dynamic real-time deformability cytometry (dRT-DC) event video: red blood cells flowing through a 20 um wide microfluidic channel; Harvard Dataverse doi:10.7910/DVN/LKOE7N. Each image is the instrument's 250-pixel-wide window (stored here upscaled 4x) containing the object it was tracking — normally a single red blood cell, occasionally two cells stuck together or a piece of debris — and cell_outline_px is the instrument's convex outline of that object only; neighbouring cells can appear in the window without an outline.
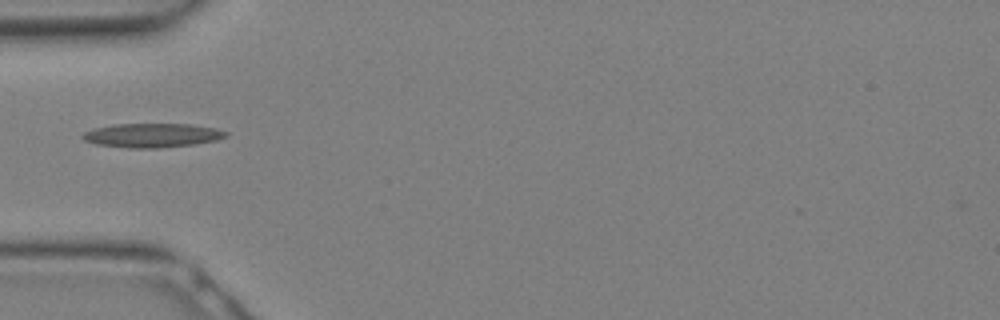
{"species": "Egyptian fruit bat (a non-hibernating species)", "species_latin": "Rousettus aegyptiacus", "temperature_condition": "warm", "stored_images_in_passage": 11, "camera_frame_rate_fps": 3000, "um_per_image_px": 0.085, "animal": {"sex": "female"}, "frame": {"image": 1, "passage_image": 1, "time_ms": 0.0, "image_size_px": [1000, 320], "cell_outline_px": [[228, 136], [216, 140], [196, 144], [160, 148], [128, 148], [96, 144], [84, 140], [80, 136], [84, 132], [96, 128], [116, 124], [188, 124], [216, 128], [228, 132]], "centroid_in_image_um": [12.95, 11.51], "position_along_channel_um": 72.0, "area_um2": 20.11}}
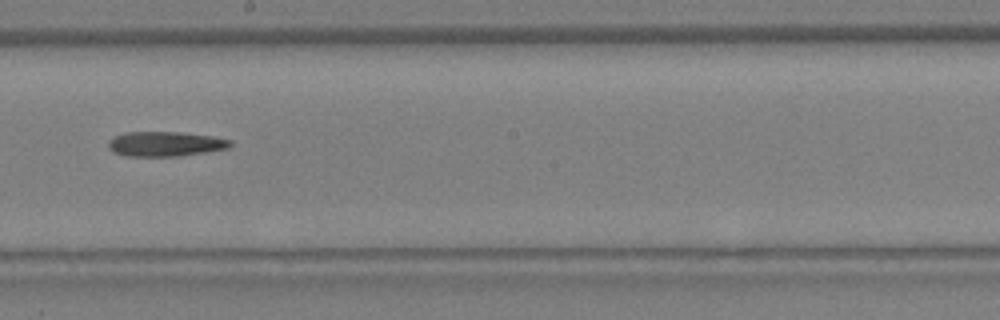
{"frame": {"image": 2, "passage_image": 8, "time_ms": 2.333, "image_size_px": [1000, 320], "cell_outline_px": [[232, 144], [228, 148], [180, 156], [124, 156], [112, 152], [108, 148], [108, 140], [112, 136], [128, 132], [180, 132], [212, 136], [232, 140]], "centroid_in_image_um": [14.0, 12.23], "position_along_channel_um": 234.2, "area_um2": 17.74}}
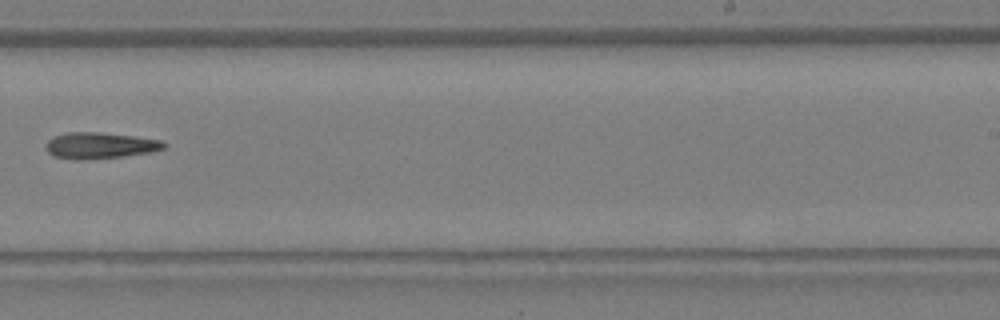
{"frame": {"image": 3, "passage_image": 10, "time_ms": 3.0, "image_size_px": [1000, 320], "cell_outline_px": [[168, 148], [152, 152], [124, 156], [84, 160], [56, 156], [48, 152], [48, 140], [52, 136], [68, 132], [96, 132], [132, 136], [160, 140], [168, 144]], "centroid_in_image_um": [8.57, 12.36], "position_along_channel_um": 280.4, "area_um2": 17.86}}